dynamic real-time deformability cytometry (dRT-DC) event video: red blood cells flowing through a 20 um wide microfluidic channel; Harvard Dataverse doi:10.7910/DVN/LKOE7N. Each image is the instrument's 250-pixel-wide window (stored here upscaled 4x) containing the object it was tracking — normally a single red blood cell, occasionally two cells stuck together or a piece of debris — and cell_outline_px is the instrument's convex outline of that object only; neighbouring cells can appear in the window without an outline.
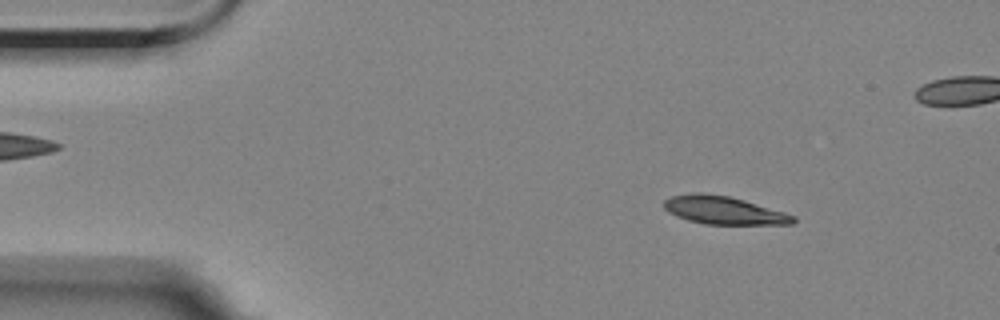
{"species": "Egyptian fruit bat (a non-hibernating species)", "species_latin": "Rousettus aegyptiacus", "temperature_condition": "room temperature", "stored_images_in_passage": 50, "camera_frame_rate_fps": 3000, "um_per_image_px": 0.085, "animal": {"sex": "female"}, "frame": {"image": 1, "passage_image": 1, "time_ms": 0.0, "image_size_px": [1000, 320], "cell_outline_px": [[796, 220], [792, 224], [704, 224], [688, 220], [676, 216], [668, 212], [664, 208], [664, 200], [672, 196], [692, 192], [704, 192], [728, 196], [744, 200], [784, 212], [796, 216]], "centroid_in_image_um": [61.49, 17.87], "position_along_channel_um": 23.5, "area_um2": 21.1}}
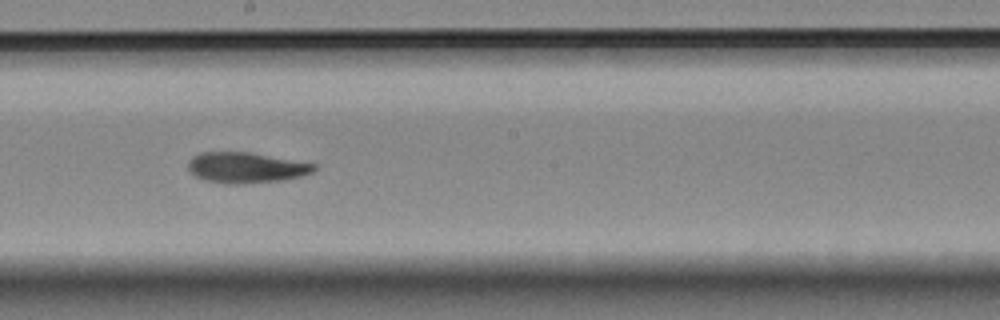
{"frame": {"image": 2, "passage_image": 24, "time_ms": 7.667, "image_size_px": [1000, 320], "cell_outline_px": [[316, 168], [312, 172], [300, 176], [284, 180], [240, 184], [228, 184], [204, 180], [196, 176], [188, 168], [188, 160], [192, 156], [200, 152], [248, 152], [316, 164]], "centroid_in_image_um": [20.88, 14.25], "position_along_channel_um": 227.3, "area_um2": 22.37}}
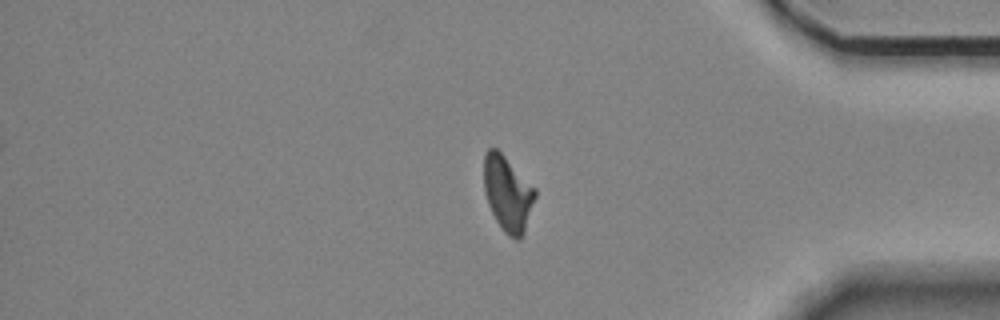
{"frame": {"image": 3, "passage_image": 40, "time_ms": 13.0, "image_size_px": [1000, 320], "cell_outline_px": [[536, 196], [524, 232], [520, 240], [516, 240], [508, 236], [504, 232], [496, 220], [488, 204], [484, 192], [484, 152], [488, 148], [496, 148], [536, 188]], "centroid_in_image_um": [43.15, 16.46], "position_along_channel_um": 392.1, "area_um2": 22.43}, "authors_computed_cell_mechanics": {"area_um2": 22.253, "velocity_mm_per_s": 3.5422, "shape_relaxation_time_tau1_ms": null, "shape_relaxation_time_tau2_ms": 10.0512, "deformation_change_tau1": null, "deformation_change_tau2": 0.1775}}